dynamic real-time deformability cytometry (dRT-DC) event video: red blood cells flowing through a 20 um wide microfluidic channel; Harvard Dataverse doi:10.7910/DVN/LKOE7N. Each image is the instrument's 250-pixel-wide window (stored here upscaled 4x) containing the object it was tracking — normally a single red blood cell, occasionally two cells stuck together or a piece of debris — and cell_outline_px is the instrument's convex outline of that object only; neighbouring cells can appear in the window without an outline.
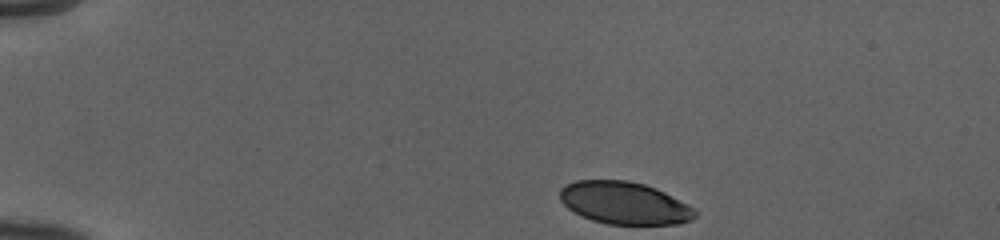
{"species": "human", "species_latin": "Homo sapiens", "temperature_condition": "cold", "stored_images_in_passage": 43, "camera_frame_rate_fps": 3000, "um_per_image_px": 0.085, "donor": {"sex": "female"}, "frame": {"image": 1, "passage_image": 1, "time_ms": 0.0, "image_size_px": [1000, 240], "cell_outline_px": [[696, 216], [692, 220], [680, 224], [608, 224], [592, 220], [568, 208], [560, 200], [560, 188], [564, 184], [576, 180], [628, 180], [644, 184], [656, 188], [688, 204], [696, 212]], "centroid_in_image_um": [53.07, 17.25], "position_along_channel_um": 31.9, "area_um2": 33.35}}
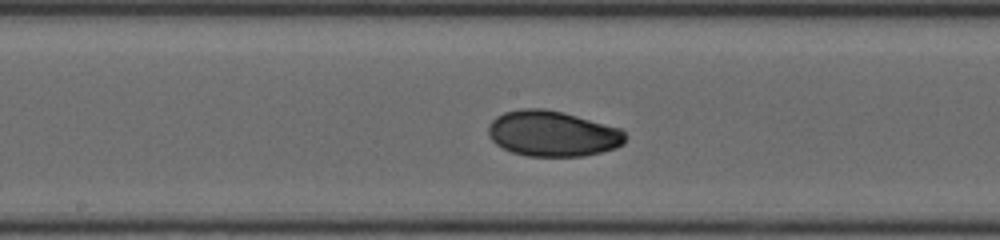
{"frame": {"image": 2, "passage_image": 20, "time_ms": 6.333, "image_size_px": [1000, 240], "cell_outline_px": [[628, 136], [624, 144], [616, 148], [584, 156], [528, 156], [512, 152], [496, 144], [492, 140], [488, 132], [488, 124], [496, 116], [504, 112], [520, 108], [544, 108], [564, 112], [620, 128]], "centroid_in_image_um": [46.98, 11.35], "position_along_channel_um": 201.2, "area_um2": 36.65}}
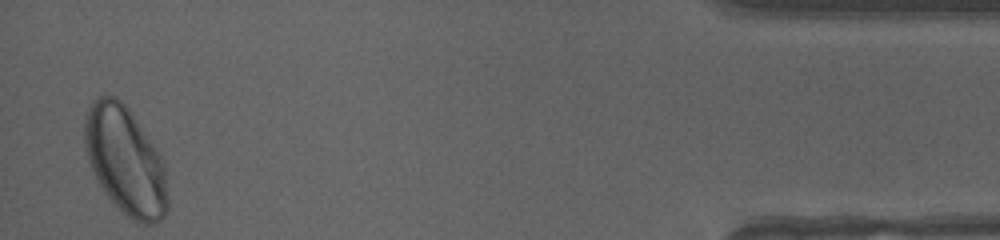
{"frame": {"image": 3, "passage_image": 42, "time_ms": 13.667, "image_size_px": [1000, 240], "cell_outline_px": [[168, 212], [156, 224], [144, 224], [132, 220], [108, 196], [100, 184], [88, 160], [84, 144], [84, 116], [92, 100], [100, 96], [116, 96], [128, 108], [156, 148], [164, 164], [168, 200]], "centroid_in_image_um": [10.66, 13.65], "position_along_channel_um": 424.5, "area_um2": 51.9}, "authors_computed_cell_mechanics": {"area_um2": 36.2406, "velocity_mm_per_s": 3.9667, "shape_relaxation_time_tau1_ms": 3.8767, "shape_relaxation_time_tau2_ms": 2.1743, "deformation_change_tau1": 0.1264, "deformation_change_tau2": 0.0376}}